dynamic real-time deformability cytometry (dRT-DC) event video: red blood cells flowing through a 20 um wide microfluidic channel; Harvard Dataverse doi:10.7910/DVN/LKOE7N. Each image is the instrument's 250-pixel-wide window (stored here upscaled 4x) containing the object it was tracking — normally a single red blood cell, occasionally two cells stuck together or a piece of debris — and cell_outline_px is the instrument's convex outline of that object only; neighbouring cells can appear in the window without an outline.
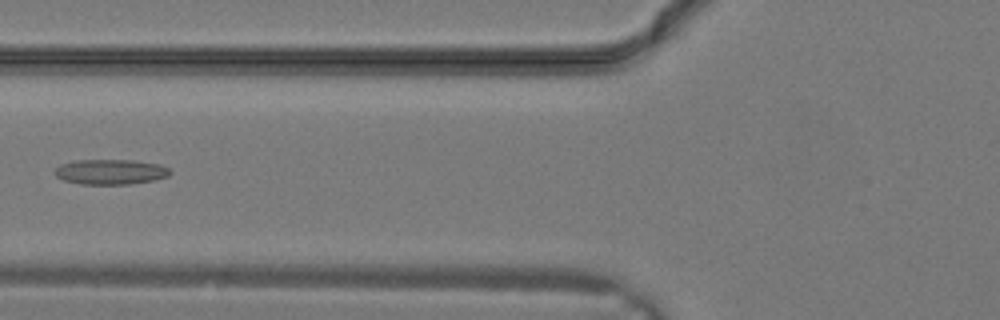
{"species": "common noctule bat (a hibernating species)", "species_latin": "Nyctalus noctula", "temperature_condition": "warm", "stored_images_in_passage": 10, "camera_frame_rate_fps": 3000, "um_per_image_px": 0.085, "animal": {"sex": "male", "body_mass_g": 19.2, "forearm_length_mm": 51.8}, "frame": {"image": 1, "passage_image": 9, "time_ms": 2.667, "image_size_px": [1000, 320], "cell_outline_px": [[172, 172], [168, 176], [156, 180], [128, 184], [80, 184], [64, 180], [56, 176], [52, 172], [60, 164], [76, 160], [132, 160], [160, 164], [168, 168]], "centroid_in_image_um": [9.39, 14.6], "position_along_channel_um": 116.4, "area_um2": 16.99}}